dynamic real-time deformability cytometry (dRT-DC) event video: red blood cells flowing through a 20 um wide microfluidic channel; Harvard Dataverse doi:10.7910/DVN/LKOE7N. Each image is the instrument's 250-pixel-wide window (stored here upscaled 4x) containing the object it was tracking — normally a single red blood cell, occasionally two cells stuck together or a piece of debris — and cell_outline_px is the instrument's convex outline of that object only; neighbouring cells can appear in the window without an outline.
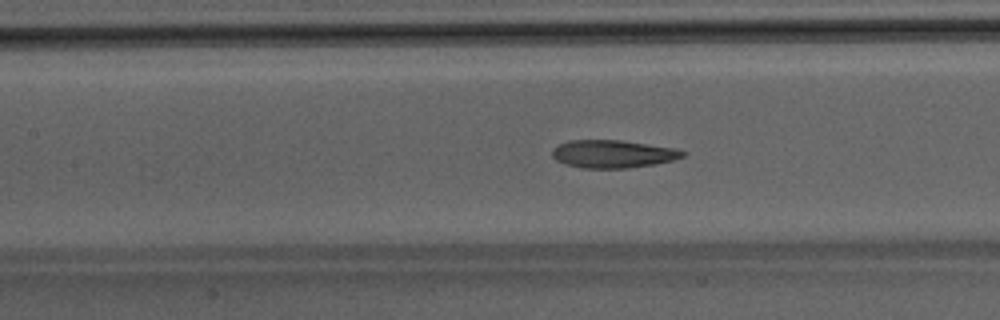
{"species": "Egyptian fruit bat (a non-hibernating species)", "species_latin": "Rousettus aegyptiacus", "temperature_condition": "room temperature", "stored_images_in_passage": 47, "camera_frame_rate_fps": 3000, "um_per_image_px": 0.085, "animal": {"sex": "male"}, "frame": {"image": 1, "passage_image": 21, "time_ms": 6.667, "image_size_px": [1000, 320], "cell_outline_px": [[688, 152], [684, 156], [672, 160], [656, 164], [628, 168], [584, 168], [568, 164], [556, 160], [552, 156], [552, 148], [568, 140], [620, 140], [676, 148]], "centroid_in_image_um": [52.12, 13.08], "position_along_channel_um": 155.3, "area_um2": 21.15}}
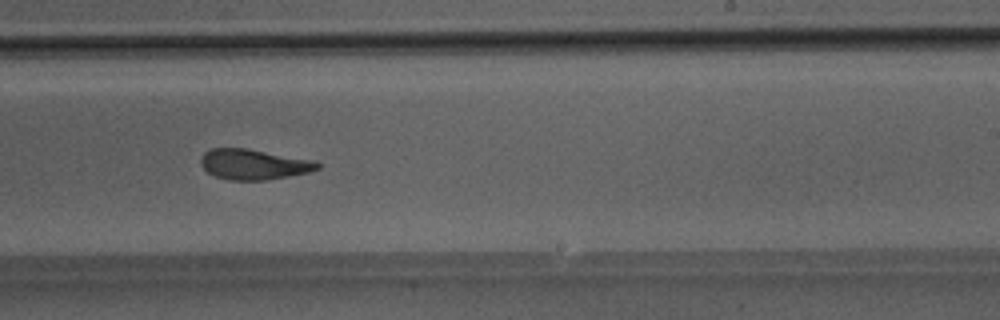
{"frame": {"image": 2, "passage_image": 29, "time_ms": 9.333, "image_size_px": [1000, 320], "cell_outline_px": [[320, 168], [308, 172], [268, 180], [228, 180], [216, 176], [208, 172], [200, 164], [200, 160], [204, 152], [212, 148], [248, 148], [312, 160], [320, 164]], "centroid_in_image_um": [21.54, 13.97], "position_along_channel_um": 267.5, "area_um2": 20.58}}
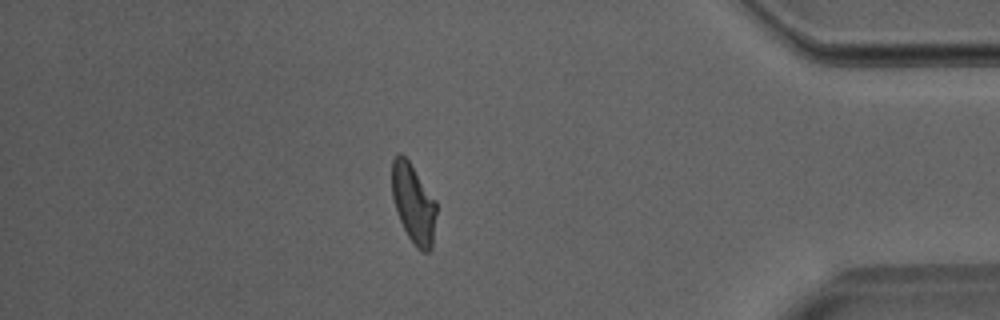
{"frame": {"image": 3, "passage_image": 41, "time_ms": 13.333, "image_size_px": [1000, 320], "cell_outline_px": [[436, 212], [432, 248], [428, 252], [420, 252], [416, 248], [408, 236], [400, 220], [392, 196], [392, 160], [400, 152], [408, 160], [436, 200]], "centroid_in_image_um": [35.15, 17.32], "position_along_channel_um": 400.0, "area_um2": 20.4}}